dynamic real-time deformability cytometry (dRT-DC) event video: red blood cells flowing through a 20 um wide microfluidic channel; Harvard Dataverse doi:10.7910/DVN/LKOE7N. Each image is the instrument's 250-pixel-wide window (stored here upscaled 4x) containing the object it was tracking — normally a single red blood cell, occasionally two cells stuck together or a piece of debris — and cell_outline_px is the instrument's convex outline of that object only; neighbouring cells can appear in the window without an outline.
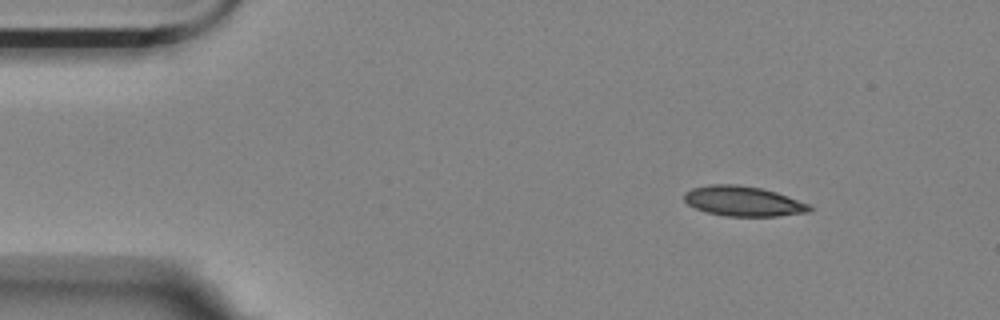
{"species": "Egyptian fruit bat (a non-hibernating species)", "species_latin": "Rousettus aegyptiacus", "temperature_condition": "room temperature", "stored_images_in_passage": 3, "camera_frame_rate_fps": 3000, "um_per_image_px": 0.085, "animal": {"sex": "female"}, "frame": {"image": 1, "passage_image": 1, "time_ms": 0.0, "image_size_px": [1000, 320], "cell_outline_px": [[812, 212], [776, 216], [724, 216], [708, 212], [696, 208], [688, 204], [684, 200], [684, 192], [692, 188], [708, 184], [736, 184], [760, 188], [776, 192], [808, 204], [812, 208]], "centroid_in_image_um": [63.15, 17.1], "position_along_channel_um": 21.8, "area_um2": 21.85}}
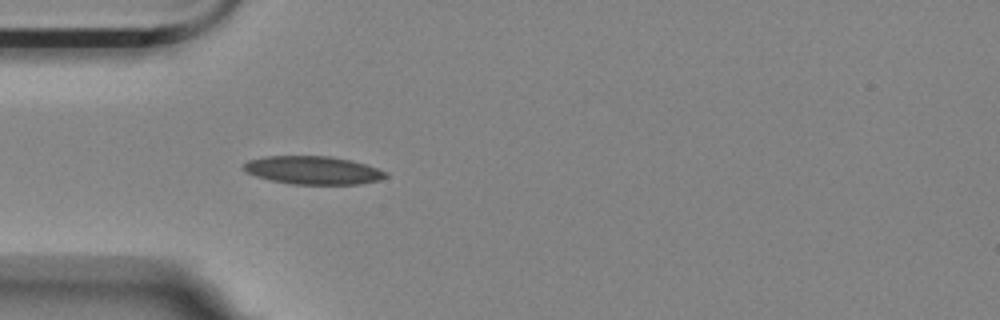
{"frame": {"image": 2, "passage_image": 3, "time_ms": 3.0, "image_size_px": [1000, 320], "cell_outline_px": [[388, 176], [376, 180], [360, 184], [292, 184], [272, 180], [256, 176], [244, 172], [240, 168], [248, 160], [264, 156], [328, 156], [352, 160], [388, 172]], "centroid_in_image_um": [26.55, 14.46], "position_along_channel_um": 58.4, "area_um2": 23.29}}